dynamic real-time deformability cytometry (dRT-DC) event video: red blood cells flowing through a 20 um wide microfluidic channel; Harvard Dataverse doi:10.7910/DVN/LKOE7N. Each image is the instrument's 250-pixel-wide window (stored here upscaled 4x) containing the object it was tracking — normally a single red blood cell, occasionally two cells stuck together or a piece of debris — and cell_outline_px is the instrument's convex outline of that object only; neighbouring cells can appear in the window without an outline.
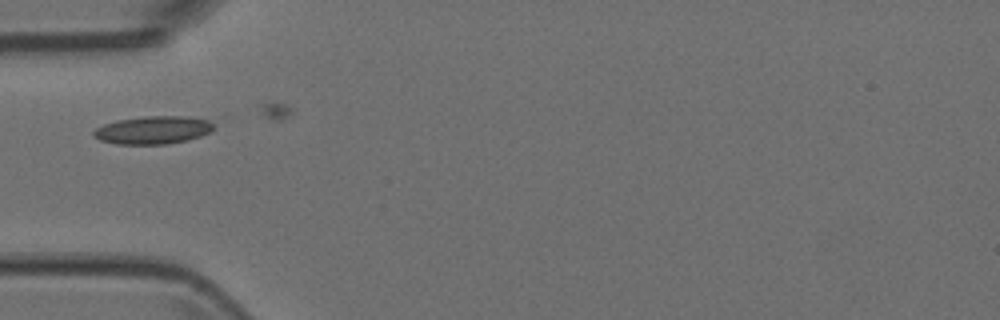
{"species": "Egyptian fruit bat (a non-hibernating species)", "species_latin": "Rousettus aegyptiacus", "temperature_condition": "room temperature", "stored_images_in_passage": 2, "camera_frame_rate_fps": 3000, "um_per_image_px": 0.085, "animal": {"sex": "female"}, "frame": {"image": 1, "passage_image": 1, "time_ms": 0.0, "image_size_px": [1000, 320], "cell_outline_px": [[212, 128], [208, 132], [200, 136], [188, 140], [164, 144], [116, 144], [100, 140], [92, 136], [92, 132], [96, 128], [104, 124], [116, 120], [144, 116], [188, 116], [208, 120], [212, 124]], "centroid_in_image_um": [12.95, 11.05], "position_along_channel_um": 72.0, "area_um2": 19.48}}